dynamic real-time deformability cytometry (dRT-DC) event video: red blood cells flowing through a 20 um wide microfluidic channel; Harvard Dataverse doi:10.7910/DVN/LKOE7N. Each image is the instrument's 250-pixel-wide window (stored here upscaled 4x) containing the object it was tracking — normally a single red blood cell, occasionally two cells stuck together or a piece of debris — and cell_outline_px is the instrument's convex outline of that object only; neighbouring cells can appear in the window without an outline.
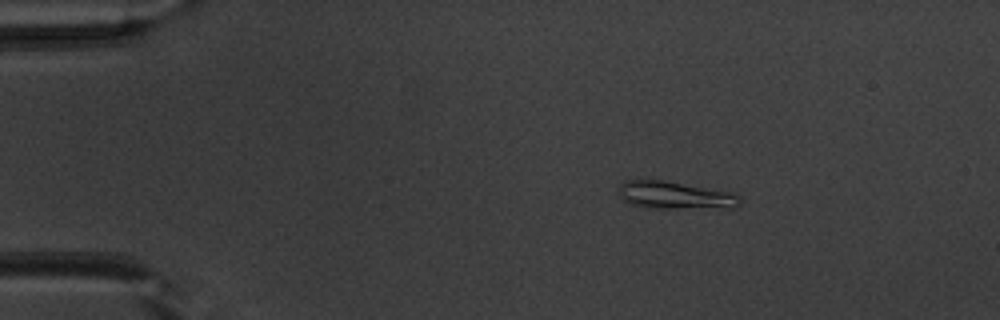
{"species": "common noctule bat (a hibernating species)", "species_latin": "Nyctalus noctula", "temperature_condition": "warm", "stored_images_in_passage": 44, "camera_frame_rate_fps": 3000, "um_per_image_px": 0.085, "animal": {"sex": "male", "body_mass_g": 20.1, "forearm_length_mm": 53.5}, "frame": {"image": 1, "passage_image": 2, "time_ms": 0.333, "image_size_px": [1000, 320], "cell_outline_px": [[740, 204], [732, 208], [644, 208], [632, 204], [624, 200], [620, 196], [620, 184], [624, 180], [664, 180], [732, 192], [740, 196]], "centroid_in_image_um": [57.4, 16.6], "position_along_channel_um": 27.6, "area_um2": 19.54}}
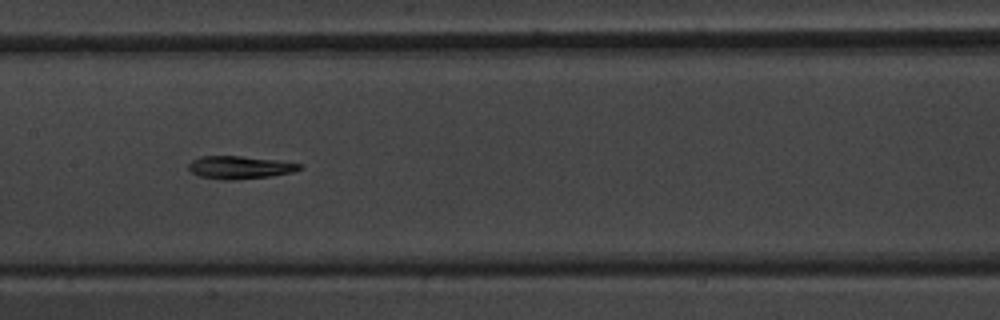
{"frame": {"image": 2, "passage_image": 19, "time_ms": 6.0, "image_size_px": [1000, 320], "cell_outline_px": [[304, 168], [292, 172], [268, 176], [232, 180], [224, 180], [200, 176], [192, 172], [188, 168], [188, 164], [192, 160], [200, 156], [240, 156], [276, 160], [304, 164]], "centroid_in_image_um": [20.39, 14.22], "position_along_channel_um": 187.0, "area_um2": 14.68}}
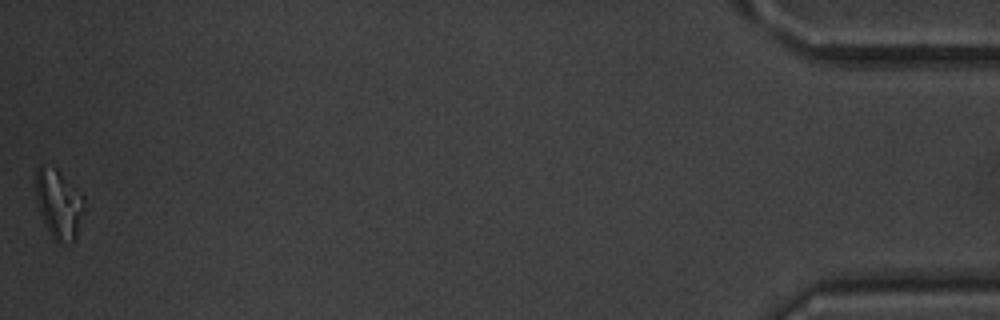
{"frame": {"image": 3, "passage_image": 44, "time_ms": 14.333, "image_size_px": [1000, 320], "cell_outline_px": [[84, 212], [76, 240], [72, 244], [60, 244], [52, 240], [48, 232], [40, 212], [36, 200], [36, 168], [40, 164], [56, 168], [84, 196]], "centroid_in_image_um": [5.01, 17.4], "position_along_channel_um": 430.2, "area_um2": 20.0}, "authors_computed_cell_mechanics": {"area_um2": 14.9991, "velocity_mm_per_s": 4.0058, "shape_relaxation_time_tau1_ms": 4.8648, "shape_relaxation_time_tau2_ms": 11.2081, "deformation_change_tau1": 0.2009, "deformation_change_tau2": 0.2574}}